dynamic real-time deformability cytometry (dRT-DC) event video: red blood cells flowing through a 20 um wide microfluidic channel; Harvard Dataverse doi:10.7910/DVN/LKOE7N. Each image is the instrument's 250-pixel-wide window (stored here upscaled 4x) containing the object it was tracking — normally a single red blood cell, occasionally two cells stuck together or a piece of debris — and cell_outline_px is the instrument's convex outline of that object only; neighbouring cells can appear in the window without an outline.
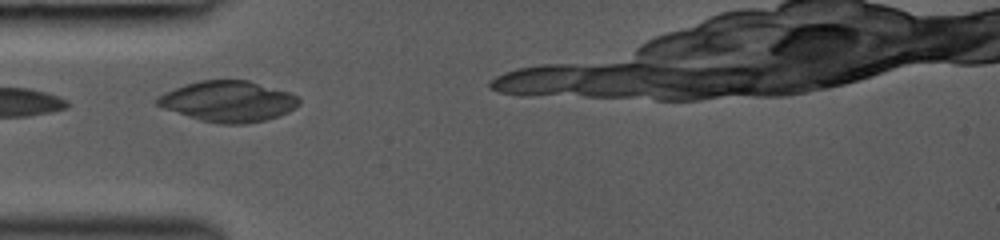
{"species": "common noctule bat (a hibernating species)", "species_latin": "Nyctalus noctula", "temperature_condition": "room temperature", "stored_images_in_passage": 10, "camera_frame_rate_fps": 3000, "um_per_image_px": 0.085, "animal": {"sex": "female", "body_mass_g": 19.0, "forearm_length_mm": 53.3}, "frame": {"image": 1, "passage_image": 1, "time_ms": 0.0, "image_size_px": [1000, 240], "cell_outline_px": [[300, 104], [288, 112], [264, 120], [244, 124], [220, 124], [200, 120], [164, 108], [156, 104], [156, 96], [164, 92], [184, 84], [200, 80], [248, 80], [288, 92], [300, 96]], "centroid_in_image_um": [19.39, 8.61], "position_along_channel_um": 65.6, "area_um2": 33.64}}